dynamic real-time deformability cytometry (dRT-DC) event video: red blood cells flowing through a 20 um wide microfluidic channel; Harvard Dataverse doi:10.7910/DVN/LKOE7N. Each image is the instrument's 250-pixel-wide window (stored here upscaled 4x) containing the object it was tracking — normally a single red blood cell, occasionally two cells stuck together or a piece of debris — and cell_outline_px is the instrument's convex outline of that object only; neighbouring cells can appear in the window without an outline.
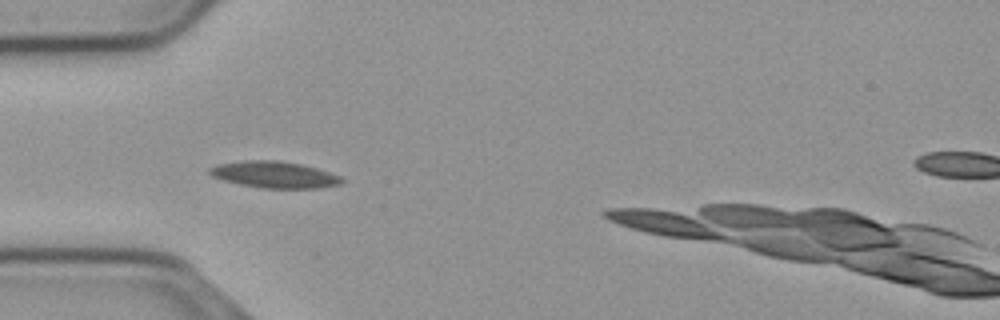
{"species": "common noctule bat (a hibernating species)", "species_latin": "Nyctalus noctula", "temperature_condition": "cold", "stored_images_in_passage": 46, "camera_frame_rate_fps": 3000, "um_per_image_px": 0.085, "animal": {"sex": "male", "body_mass_g": 23.1, "forearm_length_mm": 52.7}, "frame": {"image": 1, "passage_image": 16, "time_ms": 5.0, "image_size_px": [1000, 320], "cell_outline_px": [[344, 180], [340, 184], [320, 188], [260, 188], [240, 184], [224, 180], [212, 176], [208, 172], [208, 168], [216, 164], [244, 160], [276, 160], [300, 164], [316, 168], [340, 176]], "centroid_in_image_um": [23.29, 14.84], "position_along_channel_um": 61.7, "area_um2": 20.4}}
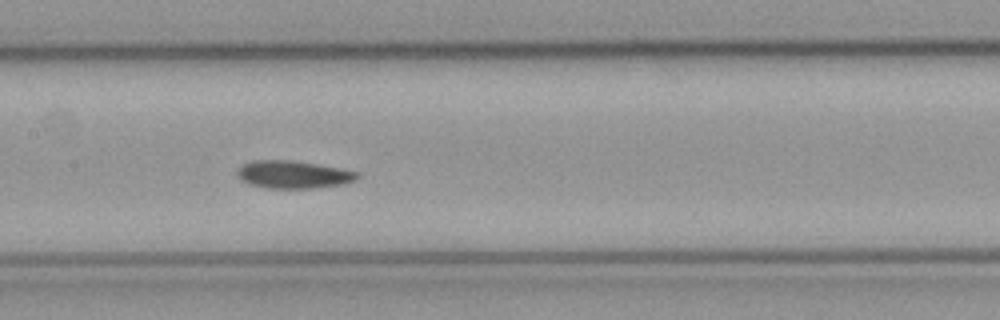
{"frame": {"image": 2, "passage_image": 26, "time_ms": 8.333, "image_size_px": [1000, 320], "cell_outline_px": [[360, 176], [356, 180], [344, 184], [316, 188], [268, 188], [248, 184], [240, 180], [236, 176], [236, 172], [244, 164], [252, 160], [288, 160], [316, 164], [340, 168], [360, 172]], "centroid_in_image_um": [24.94, 14.84], "position_along_channel_um": 182.5, "area_um2": 19.48}}
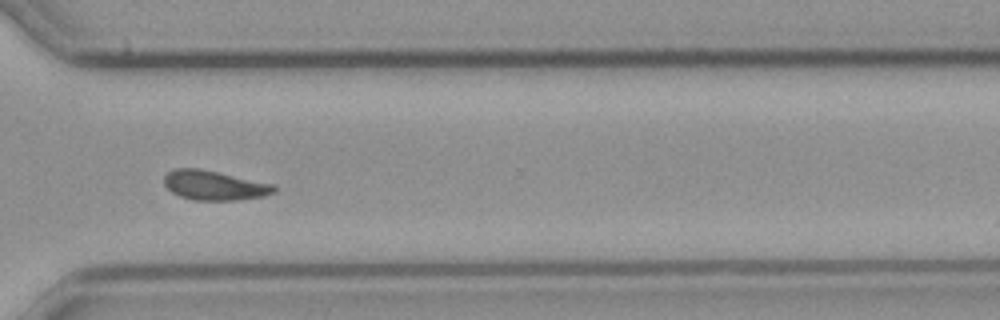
{"frame": {"image": 3, "passage_image": 40, "time_ms": 13.0, "image_size_px": [1000, 320], "cell_outline_px": [[276, 192], [264, 196], [236, 200], [192, 200], [180, 196], [172, 192], [164, 184], [164, 176], [168, 172], [176, 168], [200, 168], [276, 184]], "centroid_in_image_um": [18.25, 15.75], "position_along_channel_um": 352.4, "area_um2": 19.07}, "authors_computed_cell_mechanics": {"area_um2": 19.074, "velocity_mm_per_s": 3.6608, "shape_relaxation_time_tau1_ms": 9.8366, "shape_relaxation_time_tau2_ms": 8.0879, "deformation_change_tau1": 0.1616, "deformation_change_tau2": 0.0996}}